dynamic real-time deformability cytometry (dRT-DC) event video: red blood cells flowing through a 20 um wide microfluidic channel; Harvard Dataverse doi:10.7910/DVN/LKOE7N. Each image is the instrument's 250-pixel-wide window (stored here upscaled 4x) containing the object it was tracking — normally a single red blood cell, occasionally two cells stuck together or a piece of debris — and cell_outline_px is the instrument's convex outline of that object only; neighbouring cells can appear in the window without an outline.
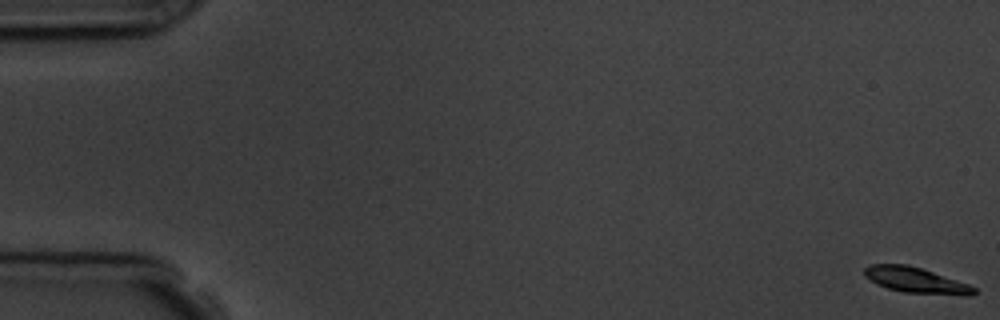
{"species": "common noctule bat (a hibernating species)", "species_latin": "Nyctalus noctula", "temperature_condition": "room temperature", "stored_images_in_passage": 7, "camera_frame_rate_fps": 3000, "um_per_image_px": 0.085, "animal": {"sex": "male", "body_mass_g": 19.5, "forearm_length_mm": 54.6}, "frame": {"image": 1, "passage_image": 1, "time_ms": 0.0, "image_size_px": [1000, 320], "cell_outline_px": [[976, 292], [972, 296], [964, 296], [904, 292], [888, 288], [876, 284], [864, 276], [864, 268], [868, 264], [908, 264], [968, 284], [976, 288]], "centroid_in_image_um": [77.83, 23.82], "position_along_channel_um": 7.2, "area_um2": 16.36}}
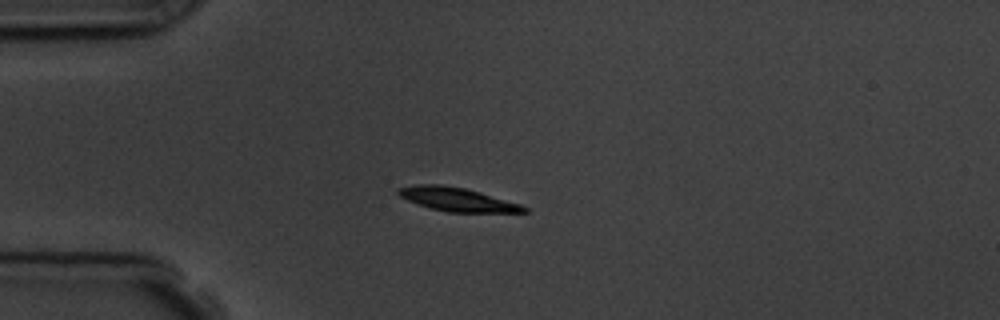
{"frame": {"image": 2, "passage_image": 5, "time_ms": 4.667, "image_size_px": [1000, 320], "cell_outline_px": [[528, 212], [448, 212], [416, 204], [400, 196], [396, 192], [400, 188], [416, 184], [440, 184], [464, 188], [480, 192], [520, 204], [528, 208]], "centroid_in_image_um": [38.86, 16.95], "position_along_channel_um": 46.1, "area_um2": 17.11}}